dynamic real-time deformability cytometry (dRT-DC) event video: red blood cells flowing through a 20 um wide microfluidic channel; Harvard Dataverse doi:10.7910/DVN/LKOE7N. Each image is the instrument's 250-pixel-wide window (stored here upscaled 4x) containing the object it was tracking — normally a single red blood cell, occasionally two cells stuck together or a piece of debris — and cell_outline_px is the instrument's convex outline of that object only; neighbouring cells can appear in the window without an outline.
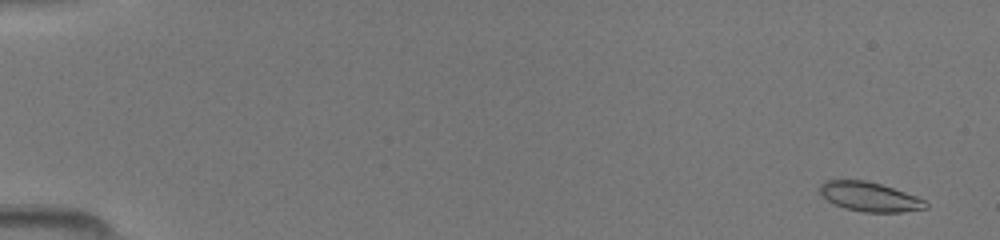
{"species": "common noctule bat (a hibernating species)", "species_latin": "Nyctalus noctula", "temperature_condition": "room temperature", "stored_images_in_passage": 50, "camera_frame_rate_fps": 3000, "um_per_image_px": 0.085, "animal": {"sex": "female", "body_mass_g": 19.5, "forearm_length_mm": 54.1}, "frame": {"image": 1, "passage_image": 3, "time_ms": 0.667, "image_size_px": [1000, 240], "cell_outline_px": [[928, 208], [900, 212], [864, 212], [844, 208], [828, 200], [820, 192], [820, 184], [824, 180], [864, 180], [880, 184], [916, 196], [924, 200], [928, 204]], "centroid_in_image_um": [73.92, 16.72], "position_along_channel_um": 11.1, "area_um2": 17.86}}
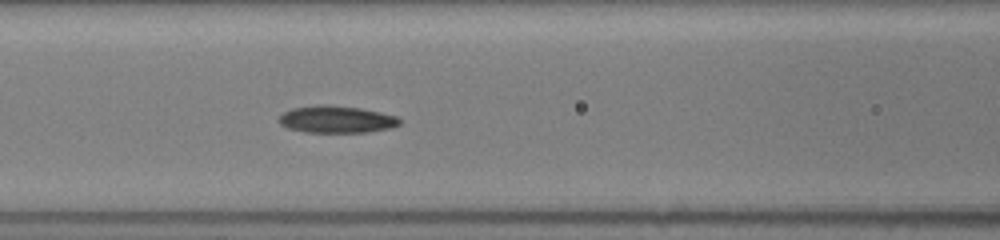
{"frame": {"image": 2, "passage_image": 23, "time_ms": 7.333, "image_size_px": [1000, 240], "cell_outline_px": [[400, 124], [392, 128], [368, 132], [304, 132], [288, 128], [280, 124], [276, 120], [284, 112], [292, 108], [316, 104], [328, 104], [360, 108], [380, 112], [396, 116], [400, 120]], "centroid_in_image_um": [28.57, 10.14], "position_along_channel_um": 138.0, "area_um2": 19.25}}
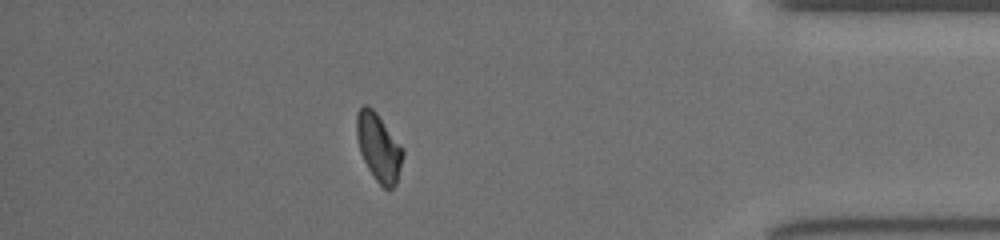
{"frame": {"image": 3, "passage_image": 44, "time_ms": 14.333, "image_size_px": [1000, 240], "cell_outline_px": [[404, 156], [396, 184], [392, 188], [384, 188], [376, 180], [368, 168], [360, 152], [356, 136], [356, 116], [360, 108], [364, 104], [368, 104], [376, 112], [404, 148]], "centroid_in_image_um": [32.19, 12.5], "position_along_channel_um": 403.0, "area_um2": 18.32}}